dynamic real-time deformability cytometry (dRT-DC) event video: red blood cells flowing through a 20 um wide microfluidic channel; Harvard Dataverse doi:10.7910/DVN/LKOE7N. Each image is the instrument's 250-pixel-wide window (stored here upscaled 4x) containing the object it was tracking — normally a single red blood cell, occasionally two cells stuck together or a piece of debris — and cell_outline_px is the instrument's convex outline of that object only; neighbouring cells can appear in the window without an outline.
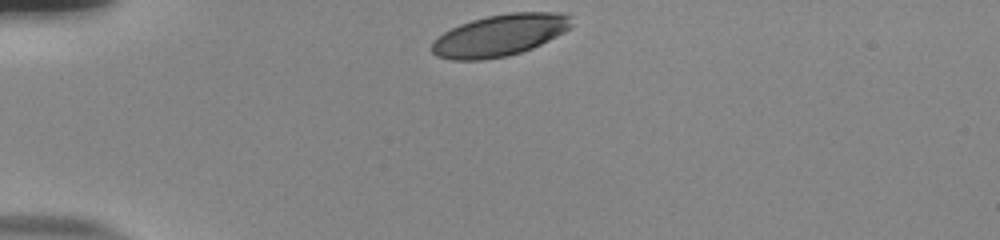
{"species": "human", "species_latin": "Homo sapiens", "temperature_condition": "room temperature", "stored_images_in_passage": 33, "camera_frame_rate_fps": 3000, "um_per_image_px": 0.085, "donor": {"sex": "male"}, "frame": {"image": 1, "passage_image": 1, "time_ms": 0.0, "image_size_px": [1000, 240], "cell_outline_px": [[572, 28], [532, 48], [508, 56], [484, 60], [452, 60], [436, 56], [432, 52], [432, 40], [444, 32], [460, 24], [472, 20], [488, 16], [508, 12], [560, 12], [572, 16]], "centroid_in_image_um": [42.49, 2.99], "position_along_channel_um": 42.5, "area_um2": 34.1}}
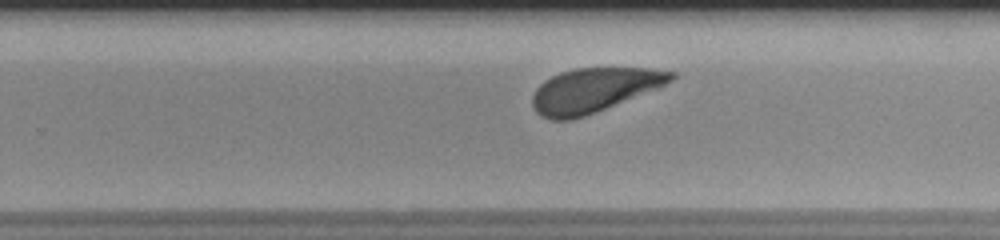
{"frame": {"image": 2, "passage_image": 23, "time_ms": 7.333, "image_size_px": [1000, 240], "cell_outline_px": [[676, 76], [672, 80], [660, 88], [596, 112], [572, 120], [552, 120], [540, 116], [536, 112], [532, 104], [532, 96], [536, 88], [544, 80], [560, 72], [576, 68], [648, 68], [676, 72]], "centroid_in_image_um": [50.48, 7.67], "position_along_channel_um": 279.3, "area_um2": 35.95}}
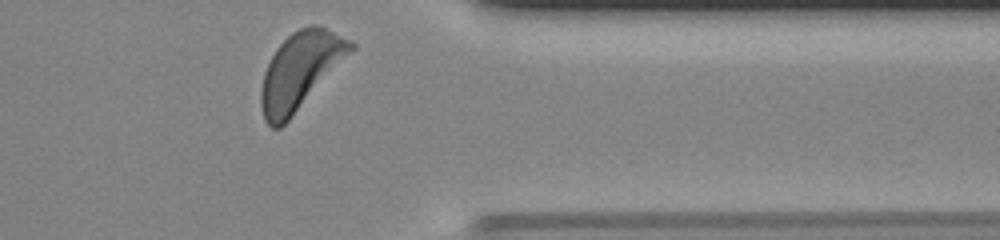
{"frame": {"image": 3, "passage_image": 32, "time_ms": 10.333, "image_size_px": [1000, 240], "cell_outline_px": [[356, 48], [292, 116], [280, 128], [272, 128], [264, 120], [260, 104], [260, 88], [264, 72], [276, 48], [292, 32], [308, 24], [316, 24], [356, 44]], "centroid_in_image_um": [25.5, 6.02], "position_along_channel_um": 385.9, "area_um2": 39.71}, "authors_computed_cell_mechanics": {"area_um2": 36.8764, "velocity_mm_per_s": 3.7918, "shape_relaxation_time_tau1_ms": 3.3327, "shape_relaxation_time_tau2_ms": null, "deformation_change_tau1": 0.1476, "deformation_change_tau2": null}}